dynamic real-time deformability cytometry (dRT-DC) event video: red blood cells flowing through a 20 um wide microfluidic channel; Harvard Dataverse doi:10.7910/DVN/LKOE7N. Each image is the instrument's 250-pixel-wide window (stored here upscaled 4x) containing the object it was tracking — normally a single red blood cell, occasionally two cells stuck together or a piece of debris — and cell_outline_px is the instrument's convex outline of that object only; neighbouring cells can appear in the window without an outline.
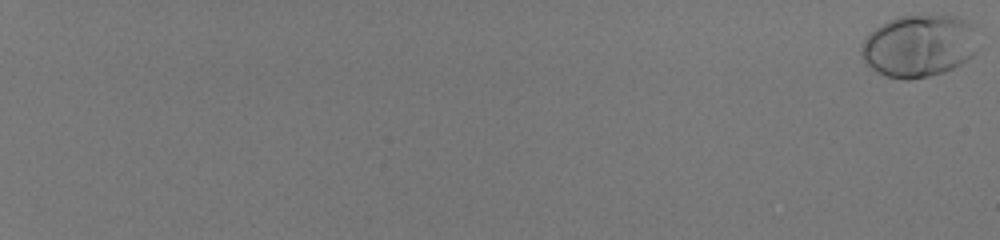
{"species": "human", "species_latin": "Homo sapiens", "temperature_condition": "room temperature", "stored_images_in_passage": 60, "camera_frame_rate_fps": 3000, "um_per_image_px": 0.085, "donor": {"sex": "male"}, "frame": {"image": 1, "passage_image": 1, "time_ms": 0.0, "image_size_px": [1000, 240], "cell_outline_px": [[976, 52], [968, 60], [944, 72], [928, 76], [908, 80], [904, 80], [884, 76], [872, 68], [864, 60], [860, 52], [860, 48], [864, 40], [876, 28], [888, 20], [900, 16], [956, 16], [968, 20], [972, 24]], "centroid_in_image_um": [78.1, 3.91], "position_along_channel_um": 6.9, "area_um2": 42.02}}
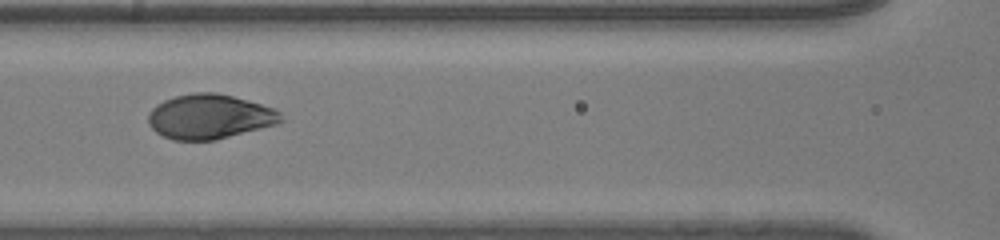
{"frame": {"image": 2, "passage_image": 35, "time_ms": 11.333, "image_size_px": [1000, 240], "cell_outline_px": [[284, 120], [276, 124], [216, 140], [172, 140], [156, 132], [148, 124], [148, 112], [156, 104], [164, 100], [176, 96], [192, 92], [216, 92], [232, 96], [276, 108], [280, 112]], "centroid_in_image_um": [17.8, 9.91], "position_along_channel_um": 148.8, "area_um2": 34.62}}
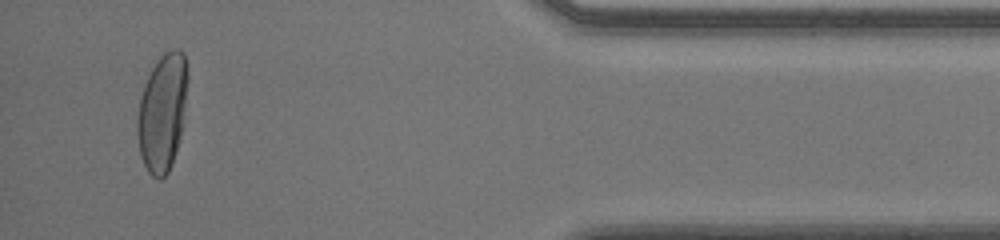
{"frame": {"image": 3, "passage_image": 58, "time_ms": 19.0, "image_size_px": [1000, 240], "cell_outline_px": [[188, 80], [184, 124], [176, 152], [172, 164], [168, 172], [160, 180], [156, 180], [148, 172], [140, 156], [136, 128], [136, 120], [140, 96], [144, 84], [152, 68], [160, 56], [164, 52], [172, 48], [176, 48], [184, 52], [188, 68]], "centroid_in_image_um": [13.82, 9.54], "position_along_channel_um": 421.4, "area_um2": 35.32}, "authors_computed_cell_mechanics": {"area_um2": 35.547, "velocity_mm_per_s": 4.0158, "shape_relaxation_time_tau1_ms": 2.9243, "shape_relaxation_time_tau2_ms": null, "deformation_change_tau1": 0.1927, "deformation_change_tau2": null}}